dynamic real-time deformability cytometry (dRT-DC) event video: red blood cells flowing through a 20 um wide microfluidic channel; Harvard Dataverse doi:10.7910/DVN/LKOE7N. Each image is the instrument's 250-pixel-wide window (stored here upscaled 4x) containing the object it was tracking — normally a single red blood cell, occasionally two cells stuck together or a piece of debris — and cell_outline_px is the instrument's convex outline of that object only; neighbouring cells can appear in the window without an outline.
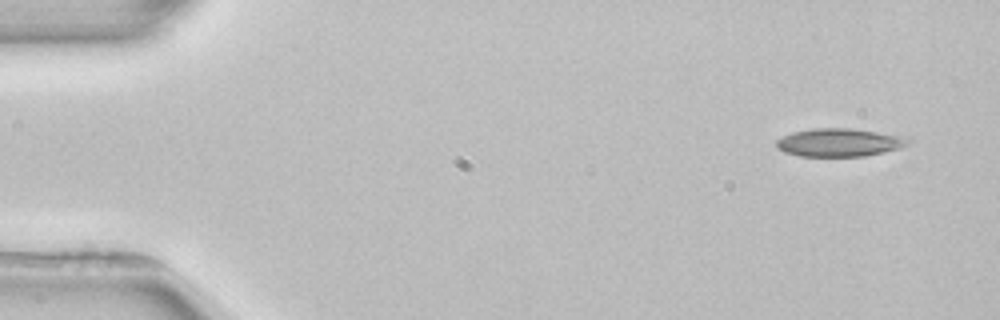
{"species": "common noctule bat (a hibernating species)", "species_latin": "Nyctalus noctula", "temperature_condition": "room temperature", "stored_images_in_passage": 3, "camera_frame_rate_fps": 3000, "um_per_image_px": 0.085, "animal": {"sex": "female", "body_mass_g": 22.7, "forearm_length_mm": 54.2}, "frame": {"image": 1, "passage_image": 1, "time_ms": 0.0, "image_size_px": [1000, 320], "cell_outline_px": [[912, 140], [908, 144], [900, 148], [884, 152], [864, 156], [800, 156], [784, 152], [776, 148], [776, 140], [792, 132], [812, 128], [852, 128], [900, 136]], "centroid_in_image_um": [71.31, 12.11], "position_along_channel_um": 13.7, "area_um2": 21.5}}